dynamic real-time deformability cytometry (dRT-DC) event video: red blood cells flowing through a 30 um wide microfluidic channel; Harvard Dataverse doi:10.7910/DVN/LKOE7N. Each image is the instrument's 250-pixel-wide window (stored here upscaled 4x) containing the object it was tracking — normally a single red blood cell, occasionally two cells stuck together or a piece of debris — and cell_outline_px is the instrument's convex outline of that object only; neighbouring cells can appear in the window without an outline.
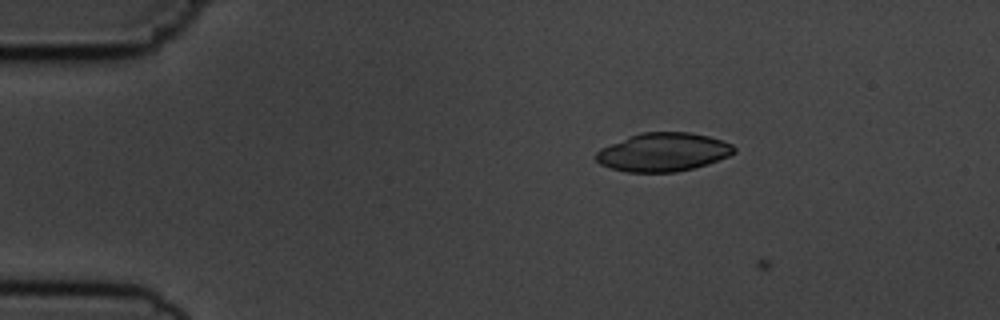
{"species": "common noctule bat (a hibernating species)", "species_latin": "Nyctalus noctula", "temperature_condition": "cold", "stored_images_in_passage": 4, "camera_frame_rate_fps": 3000, "um_per_image_px": 0.085, "animal": {"sex": "male", "body_mass_g": 19.5, "forearm_length_mm": 54.6}, "frame": {"image": 1, "passage_image": 3, "time_ms": 2.333, "image_size_px": [1000, 320], "cell_outline_px": [[736, 152], [728, 156], [708, 164], [676, 172], [628, 172], [612, 168], [600, 164], [596, 160], [596, 152], [600, 148], [628, 136], [640, 132], [688, 132], [708, 136], [724, 140], [732, 144], [736, 148]], "centroid_in_image_um": [56.38, 12.92], "position_along_channel_um": 28.6, "area_um2": 31.04}}